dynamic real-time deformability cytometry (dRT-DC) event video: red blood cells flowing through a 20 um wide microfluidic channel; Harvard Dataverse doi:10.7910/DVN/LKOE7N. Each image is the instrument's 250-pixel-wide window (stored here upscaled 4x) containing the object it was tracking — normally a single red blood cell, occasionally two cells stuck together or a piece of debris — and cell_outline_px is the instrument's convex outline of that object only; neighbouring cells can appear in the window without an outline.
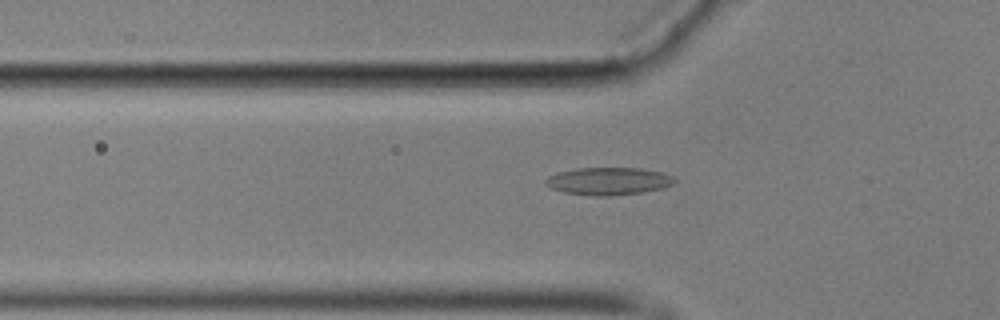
{"species": "common noctule bat (a hibernating species)", "species_latin": "Nyctalus noctula", "temperature_condition": "cold", "stored_images_in_passage": 57, "camera_frame_rate_fps": 3000, "um_per_image_px": 0.085, "animal": {"sex": "male", "body_mass_g": 17.9}, "frame": {"image": 1, "passage_image": 19, "time_ms": 6.0, "image_size_px": [1000, 320], "cell_outline_px": [[676, 180], [672, 184], [660, 188], [644, 192], [608, 196], [596, 196], [564, 192], [552, 188], [544, 184], [544, 180], [548, 176], [556, 172], [576, 168], [640, 168], [660, 172], [676, 176]], "centroid_in_image_um": [51.7, 15.39], "position_along_channel_um": 74.1, "area_um2": 20.75}}
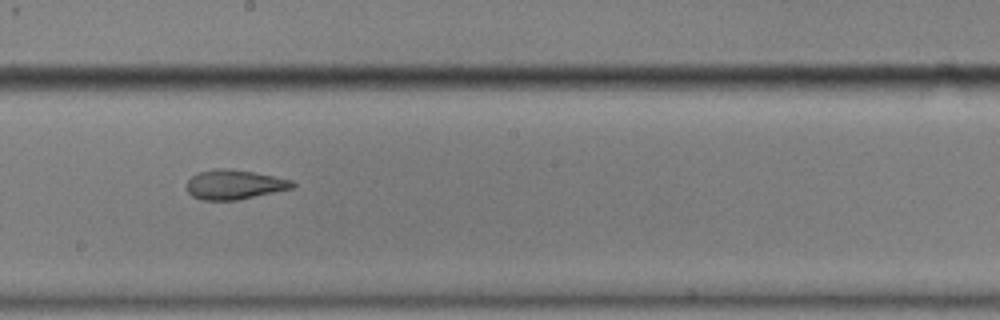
{"frame": {"image": 2, "passage_image": 32, "time_ms": 10.333, "image_size_px": [1000, 320], "cell_outline_px": [[296, 184], [292, 188], [236, 200], [200, 200], [192, 196], [188, 192], [184, 184], [196, 172], [224, 168], [252, 172], [292, 180]], "centroid_in_image_um": [19.85, 15.69], "position_along_channel_um": 228.3, "area_um2": 18.03}}
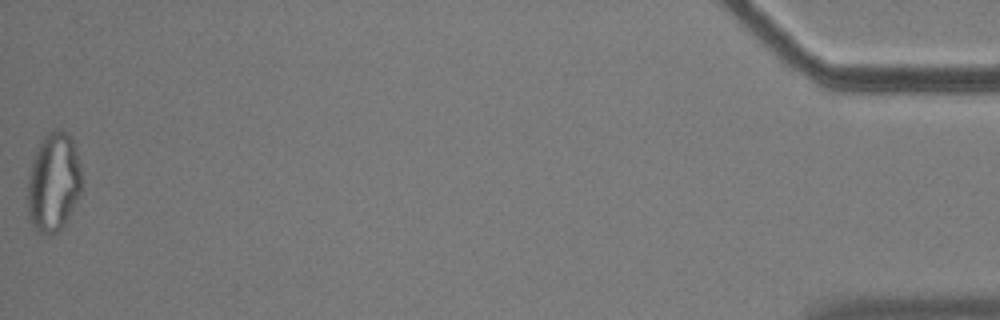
{"frame": {"image": 3, "passage_image": 57, "time_ms": 18.667, "image_size_px": [1000, 320], "cell_outline_px": [[80, 192], [60, 232], [52, 236], [48, 236], [40, 232], [32, 224], [28, 216], [28, 172], [32, 160], [40, 140], [52, 128], [60, 128], [68, 132], [72, 136], [80, 164]], "centroid_in_image_um": [4.53, 15.45], "position_along_channel_um": 430.7, "area_um2": 31.5}, "authors_computed_cell_mechanics": {"area_um2": 19.4786, "velocity_mm_per_s": 3.5427, "shape_relaxation_time_tau1_ms": null, "shape_relaxation_time_tau2_ms": 2.5402, "deformation_change_tau1": null, "deformation_change_tau2": 0.1001}}